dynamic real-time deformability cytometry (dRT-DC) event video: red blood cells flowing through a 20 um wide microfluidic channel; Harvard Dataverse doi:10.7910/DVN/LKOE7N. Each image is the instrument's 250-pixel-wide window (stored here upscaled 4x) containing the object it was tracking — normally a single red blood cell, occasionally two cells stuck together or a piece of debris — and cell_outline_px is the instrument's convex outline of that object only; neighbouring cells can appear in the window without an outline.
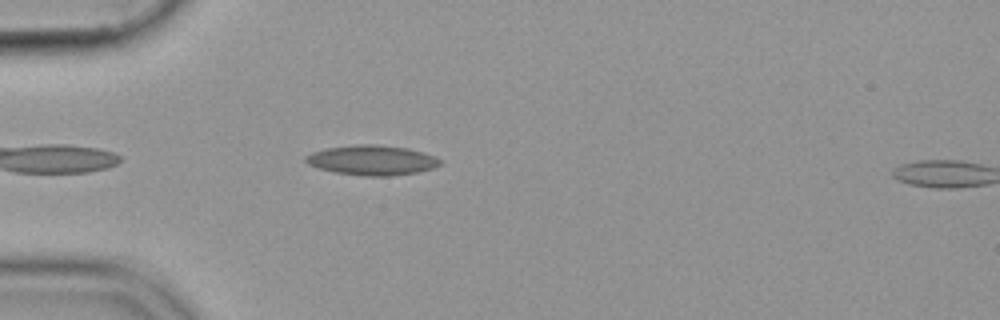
{"species": "common noctule bat (a hibernating species)", "species_latin": "Nyctalus noctula", "temperature_condition": "cold", "stored_images_in_passage": 4, "camera_frame_rate_fps": 3000, "um_per_image_px": 0.085, "animal": {"sex": "female", "body_mass_g": 19.9}, "frame": {"image": 1, "passage_image": 3, "time_ms": 0.667, "image_size_px": [1000, 320], "cell_outline_px": [[440, 164], [432, 168], [416, 172], [388, 176], [364, 176], [336, 172], [320, 168], [308, 164], [304, 160], [304, 156], [312, 152], [328, 148], [356, 144], [376, 144], [408, 148], [424, 152], [436, 156], [440, 160]], "centroid_in_image_um": [31.62, 13.6], "position_along_channel_um": 53.4, "area_um2": 23.29}}